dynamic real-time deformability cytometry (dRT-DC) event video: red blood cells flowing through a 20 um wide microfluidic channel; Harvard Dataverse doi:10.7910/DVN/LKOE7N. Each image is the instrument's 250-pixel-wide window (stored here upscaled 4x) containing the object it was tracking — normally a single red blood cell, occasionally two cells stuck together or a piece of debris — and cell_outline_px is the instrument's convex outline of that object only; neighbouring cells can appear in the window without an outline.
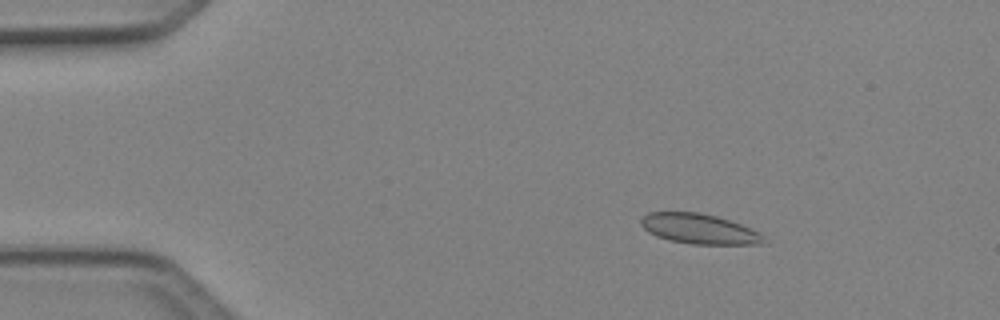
{"species": "Egyptian fruit bat (a non-hibernating species)", "species_latin": "Rousettus aegyptiacus", "temperature_condition": "cold", "stored_images_in_passage": 5, "camera_frame_rate_fps": 3000, "um_per_image_px": 0.085, "animal": {"sex": "female"}, "frame": {"image": 1, "passage_image": 2, "time_ms": 0.333, "image_size_px": [1000, 320], "cell_outline_px": [[768, 244], [692, 244], [668, 240], [656, 236], [648, 232], [640, 224], [640, 220], [648, 212], [696, 212], [716, 216], [740, 224], [764, 236]], "centroid_in_image_um": [59.4, 19.46], "position_along_channel_um": 25.6, "area_um2": 21.39}}
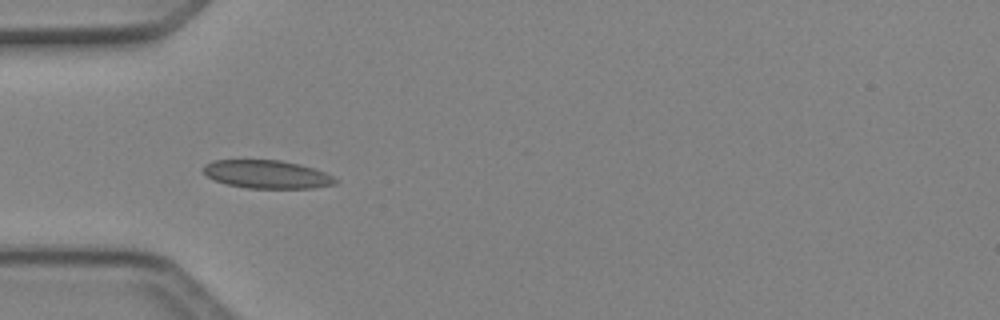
{"frame": {"image": 2, "passage_image": 4, "time_ms": 1.0, "image_size_px": [1000, 320], "cell_outline_px": [[336, 184], [312, 188], [248, 188], [228, 184], [216, 180], [208, 176], [204, 172], [204, 164], [212, 160], [280, 160], [300, 164], [324, 172], [332, 176], [336, 180]], "centroid_in_image_um": [22.69, 14.81], "position_along_channel_um": 62.3, "area_um2": 21.44}}
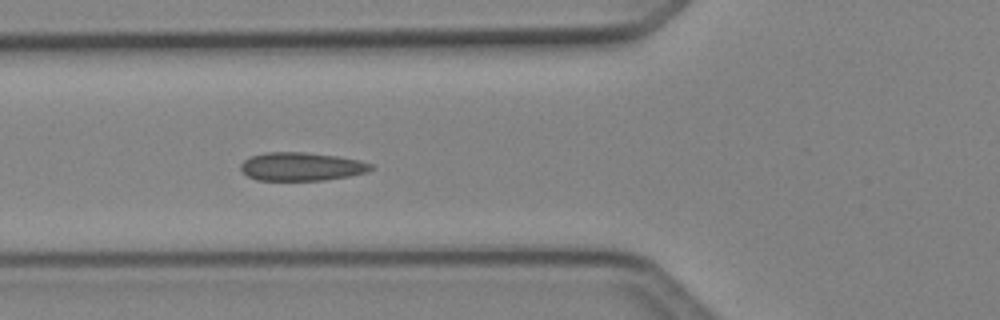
{"frame": {"image": 3, "passage_image": 5, "time_ms": 1.333, "image_size_px": [1000, 320], "cell_outline_px": [[372, 168], [368, 172], [348, 176], [324, 180], [256, 180], [248, 176], [240, 168], [240, 164], [244, 160], [252, 156], [264, 152], [304, 152], [336, 156], [360, 160], [372, 164]], "centroid_in_image_um": [25.61, 14.15], "position_along_channel_um": 100.2, "area_um2": 21.44}}